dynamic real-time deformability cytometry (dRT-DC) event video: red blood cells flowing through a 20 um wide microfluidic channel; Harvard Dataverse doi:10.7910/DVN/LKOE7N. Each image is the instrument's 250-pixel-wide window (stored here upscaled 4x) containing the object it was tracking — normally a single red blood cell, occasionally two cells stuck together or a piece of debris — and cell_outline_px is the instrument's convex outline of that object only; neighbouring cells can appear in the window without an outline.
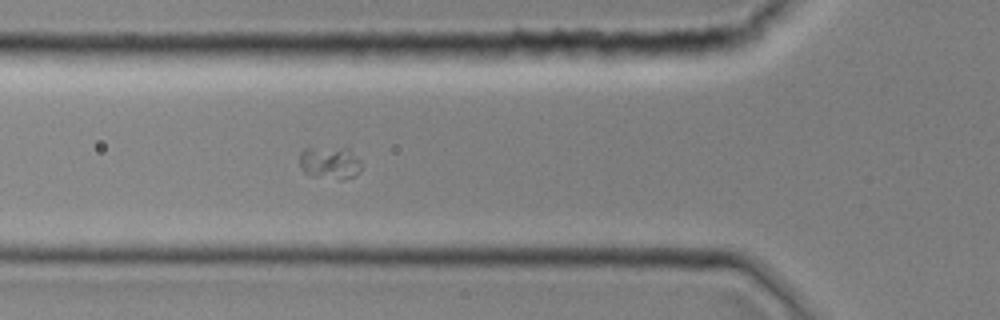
{"species": "common noctule bat (a hibernating species)", "species_latin": "Nyctalus noctula", "temperature_condition": "room temperature", "stored_images_in_passage": 21, "camera_frame_rate_fps": 3000, "um_per_image_px": 0.085, "animal": {"sex": "female", "body_mass_g": 19.0, "forearm_length_mm": 51.5}, "frame": {"image": 1, "passage_image": 7, "time_ms": 2.0, "image_size_px": [1000, 320], "cell_outline_px": [[360, 172], [344, 180], [340, 180], [312, 176], [304, 172], [300, 168], [300, 152], [304, 148], [348, 148], [360, 160]], "centroid_in_image_um": [28.02, 13.85], "position_along_channel_um": 97.8, "area_um2": 11.79}}
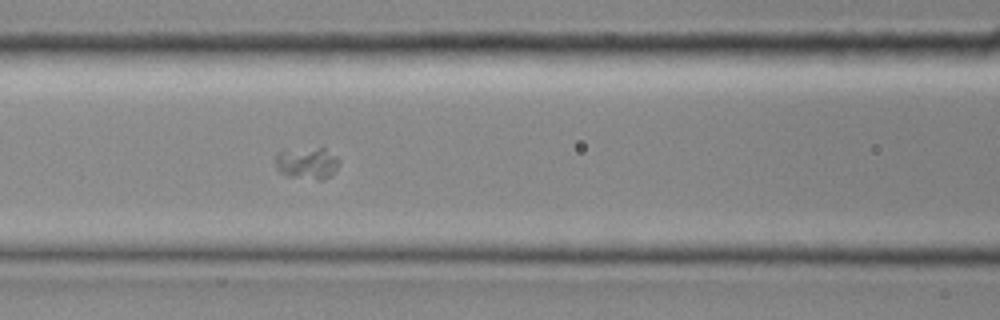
{"frame": {"image": 2, "passage_image": 10, "time_ms": 3.0, "image_size_px": [1000, 320], "cell_outline_px": [[340, 160], [336, 168], [328, 176], [320, 180], [316, 180], [288, 176], [280, 172], [276, 168], [276, 152], [280, 148], [324, 148], [336, 156]], "centroid_in_image_um": [26.03, 13.83], "position_along_channel_um": 140.6, "area_um2": 12.02}}
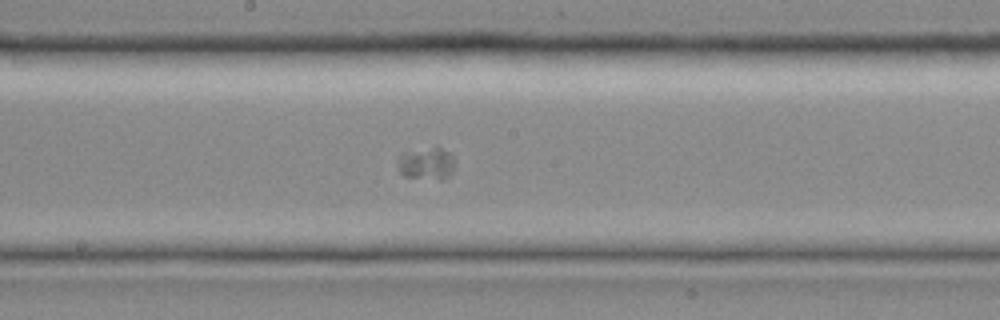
{"frame": {"image": 3, "passage_image": 15, "time_ms": 4.667, "image_size_px": [1000, 320], "cell_outline_px": [[452, 172], [444, 180], [440, 180], [404, 176], [400, 172], [396, 164], [396, 160], [400, 152], [436, 144], [452, 152]], "centroid_in_image_um": [36.21, 13.83], "position_along_channel_um": 212.0, "area_um2": 11.44}}